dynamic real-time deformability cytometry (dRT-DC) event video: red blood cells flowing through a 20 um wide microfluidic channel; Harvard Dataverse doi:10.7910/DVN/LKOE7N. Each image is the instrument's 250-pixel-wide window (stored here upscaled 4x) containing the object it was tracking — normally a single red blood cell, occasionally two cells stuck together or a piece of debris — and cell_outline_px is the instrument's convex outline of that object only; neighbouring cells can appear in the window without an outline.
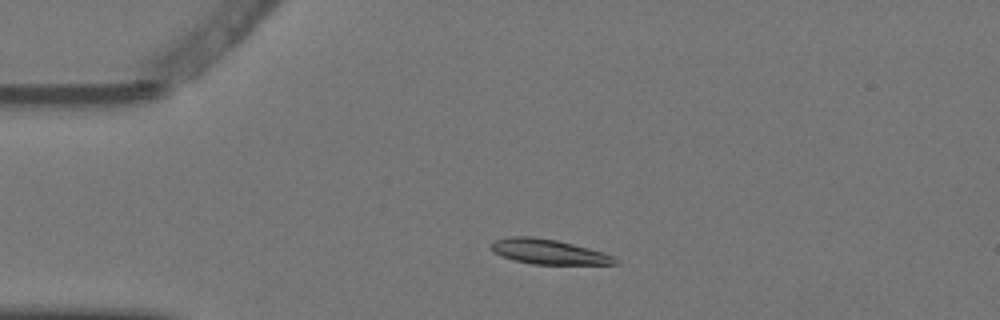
{"species": "Egyptian fruit bat (a non-hibernating species)", "species_latin": "Rousettus aegyptiacus", "temperature_condition": "warm", "stored_images_in_passage": 3, "camera_frame_rate_fps": 3000, "um_per_image_px": 0.085, "animal": {"sex": "female"}, "frame": {"image": 1, "passage_image": 2, "time_ms": 0.333, "image_size_px": [1000, 320], "cell_outline_px": [[620, 260], [616, 264], [532, 264], [512, 260], [492, 252], [492, 244], [496, 240], [508, 236], [532, 236], [556, 240], [604, 252]], "centroid_in_image_um": [46.62, 21.4], "position_along_channel_um": 38.4, "area_um2": 17.92}}